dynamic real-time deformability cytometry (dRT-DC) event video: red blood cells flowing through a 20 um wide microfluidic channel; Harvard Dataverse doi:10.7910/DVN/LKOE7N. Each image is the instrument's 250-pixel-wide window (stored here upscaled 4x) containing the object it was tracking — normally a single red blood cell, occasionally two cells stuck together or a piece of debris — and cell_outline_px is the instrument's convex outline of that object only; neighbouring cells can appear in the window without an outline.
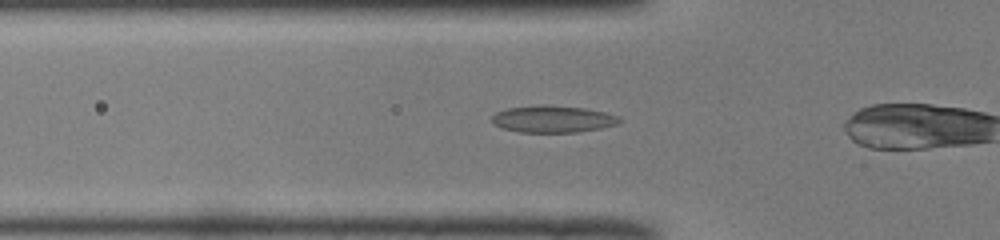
{"species": "common noctule bat (a hibernating species)", "species_latin": "Nyctalus noctula", "temperature_condition": "room temperature", "stored_images_in_passage": 26, "camera_frame_rate_fps": 3000, "um_per_image_px": 0.085, "animal": {"sex": "male", "body_mass_g": 19.0, "forearm_length_mm": 50.8}, "frame": {"image": 1, "passage_image": 2, "time_ms": 0.333, "image_size_px": [1000, 240], "cell_outline_px": [[624, 120], [616, 124], [600, 128], [580, 132], [520, 132], [504, 128], [496, 124], [492, 120], [492, 116], [496, 112], [508, 108], [540, 104], [544, 104], [584, 108], [604, 112], [620, 116]], "centroid_in_image_um": [47.03, 10.11], "position_along_channel_um": 78.8, "area_um2": 20.0}}
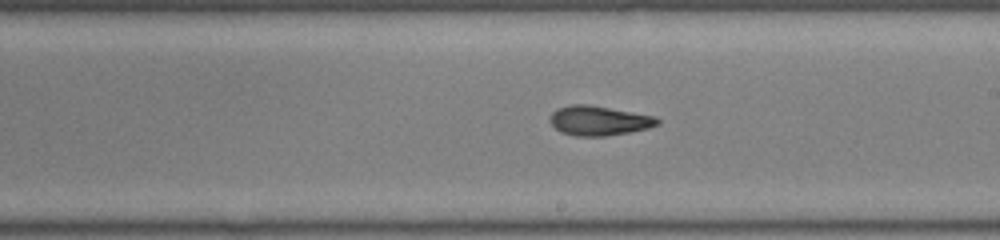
{"frame": {"image": 2, "passage_image": 14, "time_ms": 4.333, "image_size_px": [1000, 240], "cell_outline_px": [[660, 124], [648, 128], [628, 132], [604, 136], [576, 136], [560, 132], [548, 120], [552, 112], [560, 108], [572, 104], [588, 104], [656, 116], [660, 120]], "centroid_in_image_um": [50.92, 10.25], "position_along_channel_um": 238.1, "area_um2": 18.5}}
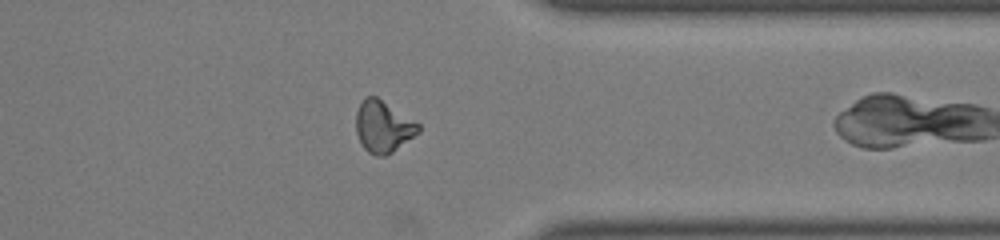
{"frame": {"image": 3, "passage_image": 25, "time_ms": 8.0, "image_size_px": [1000, 240], "cell_outline_px": [[420, 132], [392, 152], [384, 156], [376, 156], [368, 152], [364, 148], [356, 132], [356, 112], [364, 96], [376, 96], [420, 124]], "centroid_in_image_um": [32.56, 10.76], "position_along_channel_um": 378.8, "area_um2": 18.67}}